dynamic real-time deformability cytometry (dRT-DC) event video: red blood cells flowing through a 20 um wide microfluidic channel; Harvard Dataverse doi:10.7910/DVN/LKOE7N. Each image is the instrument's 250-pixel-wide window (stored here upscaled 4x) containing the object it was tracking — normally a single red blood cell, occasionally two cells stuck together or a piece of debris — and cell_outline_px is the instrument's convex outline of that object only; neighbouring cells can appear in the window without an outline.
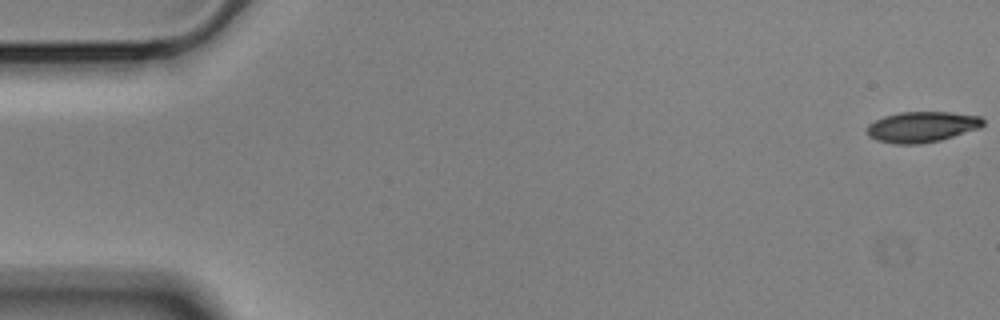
{"species": "Egyptian fruit bat (a non-hibernating species)", "species_latin": "Rousettus aegyptiacus", "temperature_condition": "cold", "stored_images_in_passage": 57, "camera_frame_rate_fps": 3000, "um_per_image_px": 0.085, "animal": {"sex": "male"}, "frame": {"image": 1, "passage_image": 1, "time_ms": 0.0, "image_size_px": [1000, 320], "cell_outline_px": [[984, 124], [980, 128], [940, 140], [920, 144], [892, 144], [876, 140], [868, 136], [868, 124], [884, 116], [900, 112], [948, 112], [980, 116], [984, 120]], "centroid_in_image_um": [78.36, 10.79], "position_along_channel_um": 6.6, "area_um2": 20.75}}
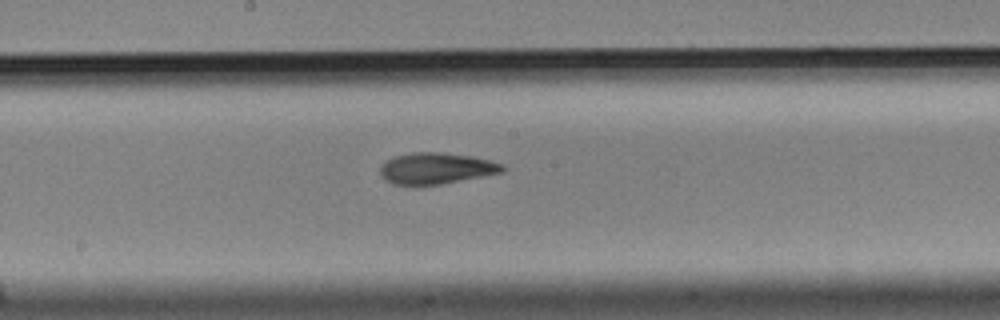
{"frame": {"image": 2, "passage_image": 30, "time_ms": 9.667, "image_size_px": [1000, 320], "cell_outline_px": [[504, 172], [440, 184], [416, 188], [392, 184], [380, 172], [380, 168], [388, 160], [396, 156], [412, 152], [440, 152], [472, 156], [504, 164]], "centroid_in_image_um": [37.07, 14.34], "position_along_channel_um": 211.1, "area_um2": 22.48}}
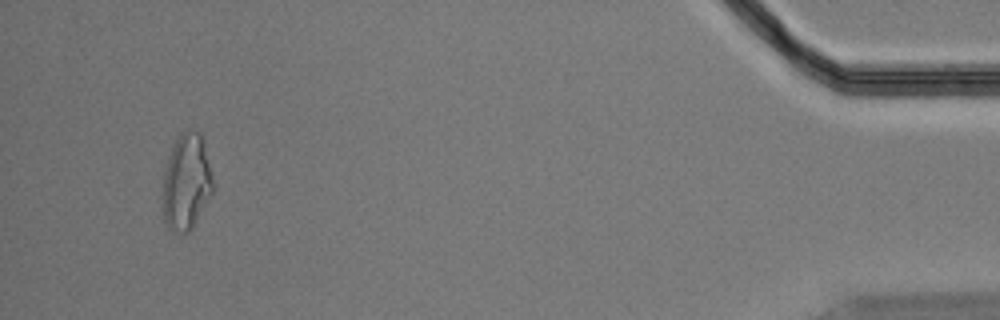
{"frame": {"image": 3, "passage_image": 54, "time_ms": 17.667, "image_size_px": [1000, 320], "cell_outline_px": [[212, 192], [192, 228], [188, 232], [180, 232], [168, 228], [164, 220], [164, 168], [168, 156], [180, 132], [184, 128], [188, 128], [200, 132], [204, 140], [212, 176]], "centroid_in_image_um": [15.85, 15.4], "position_along_channel_um": 419.3, "area_um2": 27.86}, "authors_computed_cell_mechanics": {"area_um2": 22.1374, "velocity_mm_per_s": 3.5442, "shape_relaxation_time_tau1_ms": 10.602, "shape_relaxation_time_tau2_ms": 4.0, "deformation_change_tau1": 0.248, "deformation_change_tau2": 0.111}}